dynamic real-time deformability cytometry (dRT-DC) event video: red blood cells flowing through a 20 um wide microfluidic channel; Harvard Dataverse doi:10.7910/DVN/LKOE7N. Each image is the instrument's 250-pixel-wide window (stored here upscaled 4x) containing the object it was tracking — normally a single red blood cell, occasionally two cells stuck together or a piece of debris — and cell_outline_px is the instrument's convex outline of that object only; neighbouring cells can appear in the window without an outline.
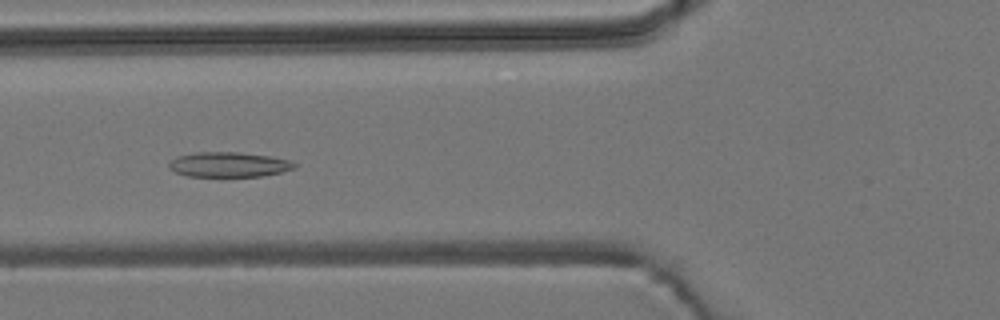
{"species": "common noctule bat (a hibernating species)", "species_latin": "Nyctalus noctula", "temperature_condition": "room temperature", "stored_images_in_passage": 34, "camera_frame_rate_fps": 3000, "um_per_image_px": 0.085, "animal": {"sex": "male", "body_mass_g": 19.2, "forearm_length_mm": 51.8}, "frame": {"image": 1, "passage_image": 6, "time_ms": 1.667, "image_size_px": [1000, 320], "cell_outline_px": [[296, 168], [280, 172], [260, 176], [188, 176], [176, 172], [168, 168], [168, 164], [176, 156], [196, 152], [240, 152], [268, 156], [288, 160], [296, 164]], "centroid_in_image_um": [19.41, 13.98], "position_along_channel_um": 106.4, "area_um2": 18.09}}
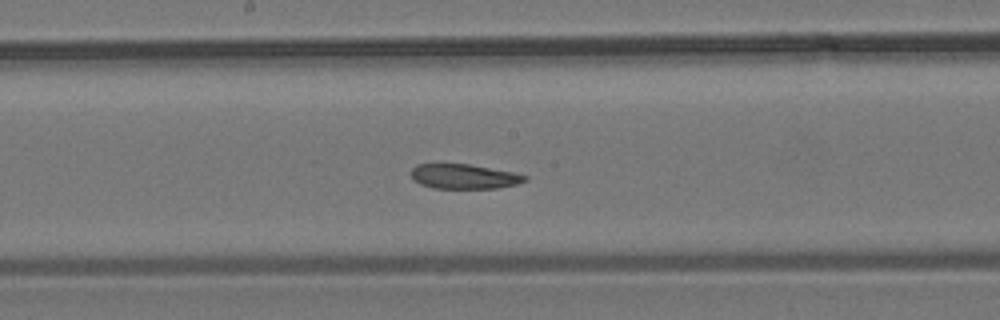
{"frame": {"image": 2, "passage_image": 14, "time_ms": 4.333, "image_size_px": [1000, 320], "cell_outline_px": [[528, 180], [516, 184], [496, 188], [432, 188], [420, 184], [412, 180], [412, 168], [416, 164], [468, 164], [512, 172], [528, 176]], "centroid_in_image_um": [39.42, 15.0], "position_along_channel_um": 208.8, "area_um2": 16.3}}
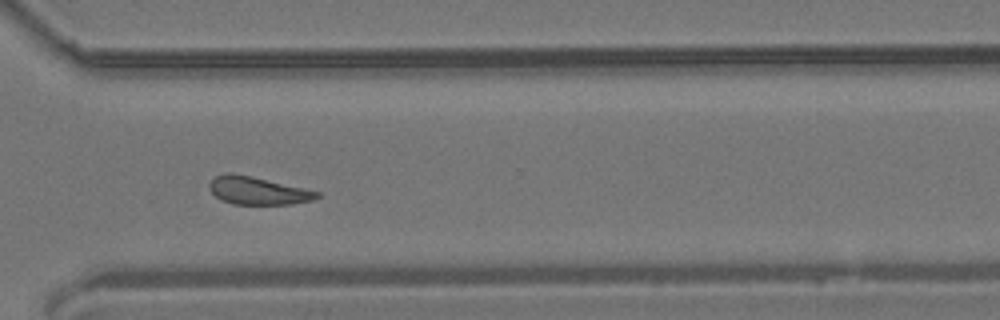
{"frame": {"image": 3, "passage_image": 25, "time_ms": 8.0, "image_size_px": [1000, 320], "cell_outline_px": [[320, 196], [312, 200], [292, 204], [232, 204], [220, 200], [208, 188], [208, 184], [216, 176], [228, 172], [252, 176], [304, 188], [320, 192]], "centroid_in_image_um": [21.89, 16.21], "position_along_channel_um": 348.7, "area_um2": 17.4}, "authors_computed_cell_mechanics": {"area_um2": 18.0914, "velocity_mm_per_s": 3.828, "shape_relaxation_time_tau1_ms": null, "shape_relaxation_time_tau2_ms": 5.3286, "deformation_change_tau1": null, "deformation_change_tau2": 0.131}}